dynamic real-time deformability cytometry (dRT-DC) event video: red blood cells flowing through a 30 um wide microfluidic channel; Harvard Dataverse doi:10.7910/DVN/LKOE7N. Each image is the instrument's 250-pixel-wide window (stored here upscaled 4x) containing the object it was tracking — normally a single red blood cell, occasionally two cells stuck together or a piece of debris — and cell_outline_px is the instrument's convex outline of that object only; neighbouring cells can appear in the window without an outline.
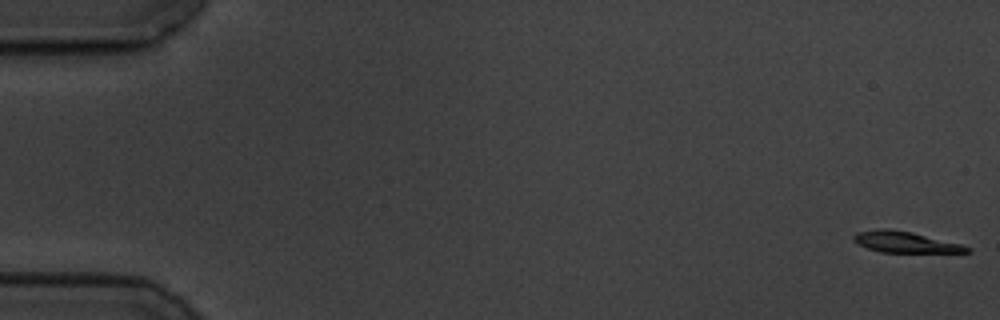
{"species": "common noctule bat (a hibernating species)", "species_latin": "Nyctalus noctula", "temperature_condition": "cold", "stored_images_in_passage": 58, "camera_frame_rate_fps": 3000, "um_per_image_px": 0.085, "animal": {"sex": "male", "body_mass_g": 19.5, "forearm_length_mm": 54.6}, "frame": {"image": 1, "passage_image": 1, "time_ms": 0.0, "image_size_px": [1000, 320], "cell_outline_px": [[972, 252], [880, 252], [856, 244], [852, 240], [852, 236], [856, 232], [876, 228], [888, 228], [912, 232], [960, 244], [972, 248]], "centroid_in_image_um": [76.87, 20.56], "position_along_channel_um": 8.1, "area_um2": 13.99}}
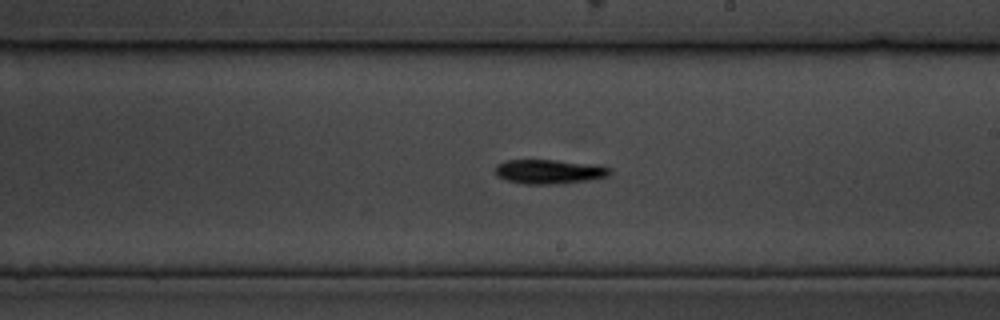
{"frame": {"image": 2, "passage_image": 34, "time_ms": 11.0, "image_size_px": [1000, 320], "cell_outline_px": [[612, 172], [608, 176], [588, 180], [560, 184], [524, 184], [508, 180], [496, 176], [496, 164], [504, 160], [556, 160], [600, 164], [612, 168]], "centroid_in_image_um": [46.73, 14.58], "position_along_channel_um": 242.3, "area_um2": 16.53}}
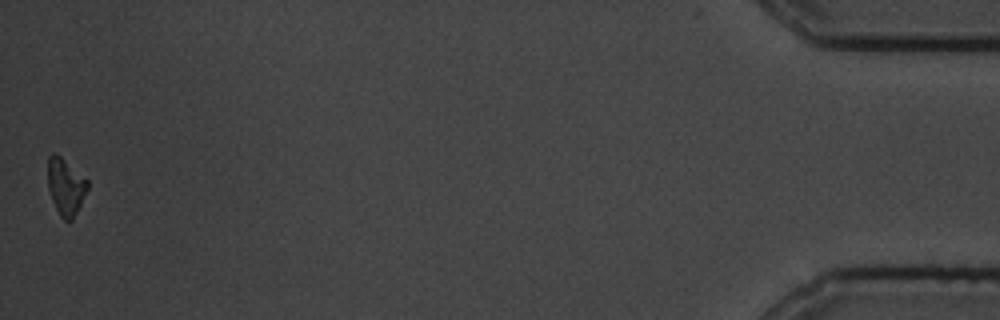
{"frame": {"image": 3, "passage_image": 58, "time_ms": 19.0, "image_size_px": [1000, 320], "cell_outline_px": [[88, 188], [72, 220], [64, 220], [60, 216], [52, 200], [48, 188], [48, 156], [52, 152], [56, 152], [88, 180]], "centroid_in_image_um": [5.56, 15.82], "position_along_channel_um": 429.6, "area_um2": 13.01}, "authors_computed_cell_mechanics": {"area_um2": 15.3748, "velocity_mm_per_s": 3.4686, "shape_relaxation_time_tau1_ms": 2.0352, "shape_relaxation_time_tau2_ms": null, "deformation_change_tau1": 0.1144, "deformation_change_tau2": null}}